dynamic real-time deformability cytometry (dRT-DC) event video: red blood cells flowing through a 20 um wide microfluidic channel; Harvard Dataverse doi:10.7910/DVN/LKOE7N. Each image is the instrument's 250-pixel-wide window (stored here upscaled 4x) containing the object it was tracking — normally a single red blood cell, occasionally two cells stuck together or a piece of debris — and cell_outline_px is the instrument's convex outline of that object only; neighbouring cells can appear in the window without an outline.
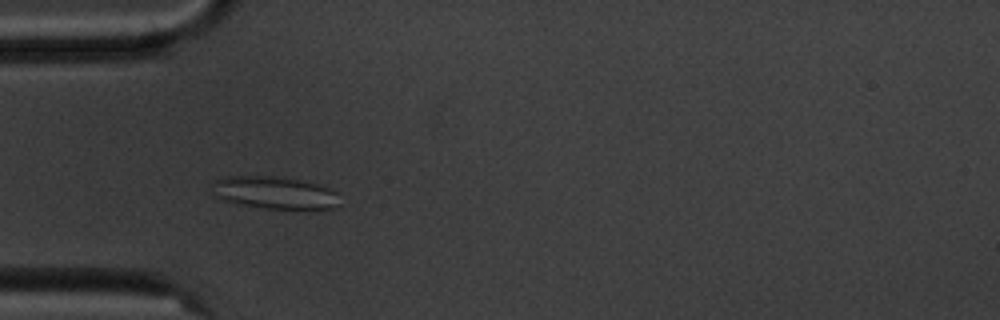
{"species": "common noctule bat (a hibernating species)", "species_latin": "Nyctalus noctula", "temperature_condition": "cold", "stored_images_in_passage": 5, "camera_frame_rate_fps": 3000, "um_per_image_px": 0.085, "animal": {"sex": "male", "body_mass_g": 20.1, "forearm_length_mm": 53.5}, "frame": {"image": 1, "passage_image": 4, "time_ms": 3.667, "image_size_px": [1000, 320], "cell_outline_px": [[340, 204], [336, 208], [268, 208], [236, 204], [224, 200], [216, 196], [216, 180], [224, 176], [276, 176], [300, 180], [316, 184], [328, 188], [336, 192]], "centroid_in_image_um": [23.38, 16.37], "position_along_channel_um": 61.6, "area_um2": 23.58}}
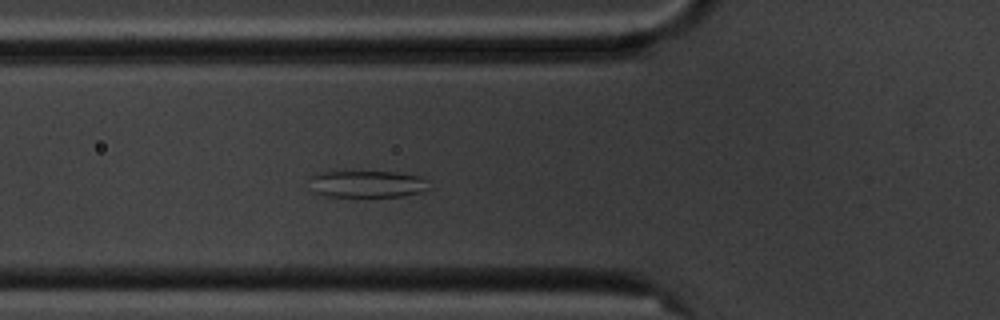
{"frame": {"image": 2, "passage_image": 5, "time_ms": 4.667, "image_size_px": [1000, 320], "cell_outline_px": [[428, 188], [420, 192], [404, 196], [324, 196], [316, 192], [308, 176], [316, 172], [396, 172], [424, 176]], "centroid_in_image_um": [31.21, 15.63], "position_along_channel_um": 94.6, "area_um2": 18.61}}